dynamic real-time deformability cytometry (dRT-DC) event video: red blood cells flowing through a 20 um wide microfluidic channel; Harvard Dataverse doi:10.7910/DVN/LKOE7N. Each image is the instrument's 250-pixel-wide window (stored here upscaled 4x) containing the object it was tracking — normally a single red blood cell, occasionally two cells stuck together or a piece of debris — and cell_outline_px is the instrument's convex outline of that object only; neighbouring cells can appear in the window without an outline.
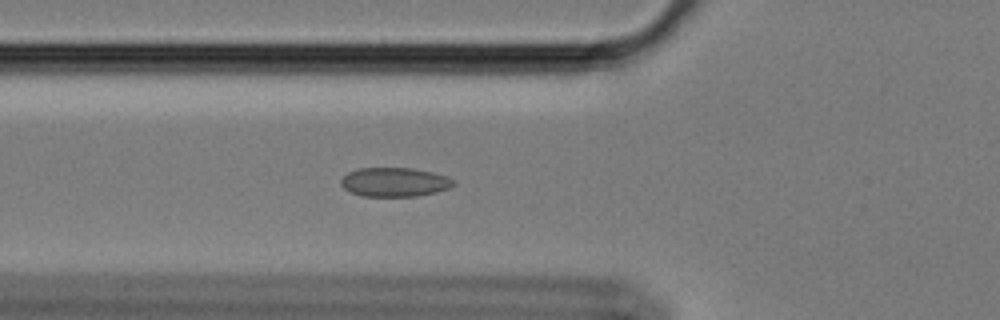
{"species": "Egyptian fruit bat (a non-hibernating species)", "species_latin": "Rousettus aegyptiacus", "temperature_condition": "cold", "stored_images_in_passage": 35, "camera_frame_rate_fps": 3000, "um_per_image_px": 0.085, "animal": {"sex": "female"}, "frame": {"image": 1, "passage_image": 9, "time_ms": 2.667, "image_size_px": [1000, 320], "cell_outline_px": [[456, 184], [448, 188], [436, 192], [416, 196], [360, 196], [344, 188], [340, 184], [340, 180], [348, 172], [356, 168], [412, 168], [432, 172], [444, 176], [452, 180]], "centroid_in_image_um": [33.49, 15.47], "position_along_channel_um": 92.3, "area_um2": 18.96}}
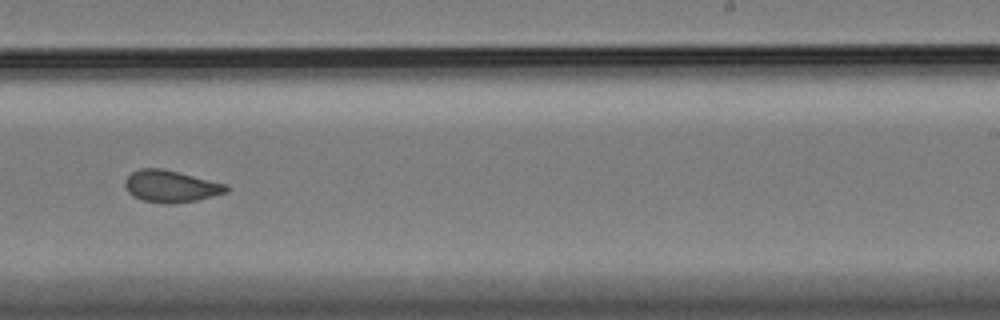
{"frame": {"image": 2, "passage_image": 25, "time_ms": 8.0, "image_size_px": [1000, 320], "cell_outline_px": [[228, 192], [196, 200], [172, 204], [164, 204], [144, 200], [132, 196], [128, 192], [124, 184], [124, 180], [132, 172], [140, 168], [160, 168], [228, 184]], "centroid_in_image_um": [14.51, 15.84], "position_along_channel_um": 274.5, "area_um2": 18.79}}
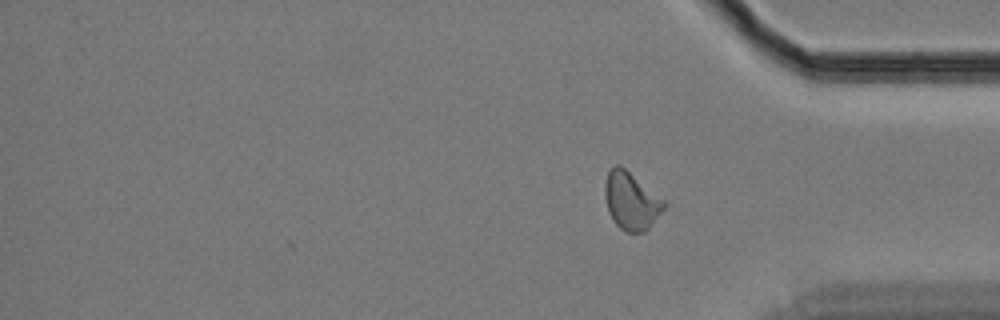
{"frame": {"image": 3, "passage_image": 35, "time_ms": 11.333, "image_size_px": [1000, 320], "cell_outline_px": [[668, 204], [652, 224], [644, 232], [628, 232], [620, 228], [612, 220], [608, 212], [604, 192], [604, 184], [608, 172], [616, 164], [620, 164], [664, 200]], "centroid_in_image_um": [53.64, 17.08], "position_along_channel_um": 381.6, "area_um2": 19.77}, "authors_computed_cell_mechanics": {"area_um2": 18.785, "velocity_mm_per_s": 3.4066, "shape_relaxation_time_tau1_ms": null, "shape_relaxation_time_tau2_ms": 2.1227, "deformation_change_tau1": null, "deformation_change_tau2": 0.0603}}